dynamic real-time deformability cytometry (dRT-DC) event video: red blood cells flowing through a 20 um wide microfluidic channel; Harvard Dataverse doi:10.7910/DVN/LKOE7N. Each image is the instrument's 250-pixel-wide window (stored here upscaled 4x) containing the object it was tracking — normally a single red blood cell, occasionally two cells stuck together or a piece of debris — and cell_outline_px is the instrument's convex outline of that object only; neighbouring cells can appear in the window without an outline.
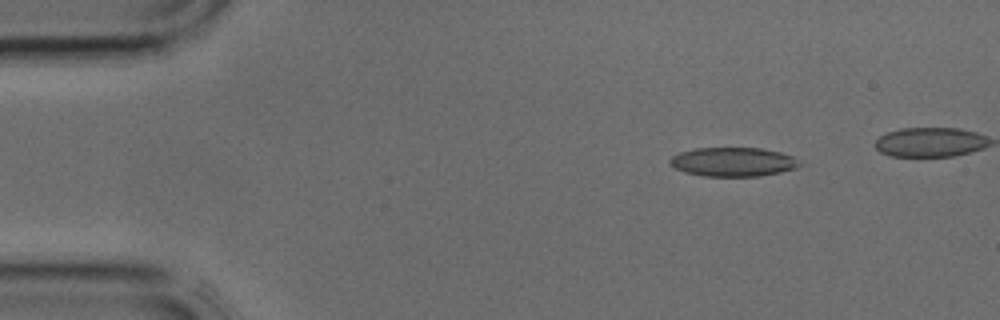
{"species": "common noctule bat (a hibernating species)", "species_latin": "Nyctalus noctula", "temperature_condition": "cold", "stored_images_in_passage": 4, "camera_frame_rate_fps": 3000, "um_per_image_px": 0.085, "animal": {"sex": "male", "body_mass_g": 17.9, "forearm_length_mm": 54.2}, "frame": {"image": 1, "passage_image": 2, "time_ms": 0.333, "image_size_px": [1000, 320], "cell_outline_px": [[804, 164], [796, 168], [780, 172], [760, 176], [704, 176], [684, 172], [676, 168], [668, 160], [672, 156], [680, 152], [696, 148], [764, 148], [780, 152], [792, 156], [800, 160]], "centroid_in_image_um": [62.36, 13.76], "position_along_channel_um": 22.6, "area_um2": 22.02}}